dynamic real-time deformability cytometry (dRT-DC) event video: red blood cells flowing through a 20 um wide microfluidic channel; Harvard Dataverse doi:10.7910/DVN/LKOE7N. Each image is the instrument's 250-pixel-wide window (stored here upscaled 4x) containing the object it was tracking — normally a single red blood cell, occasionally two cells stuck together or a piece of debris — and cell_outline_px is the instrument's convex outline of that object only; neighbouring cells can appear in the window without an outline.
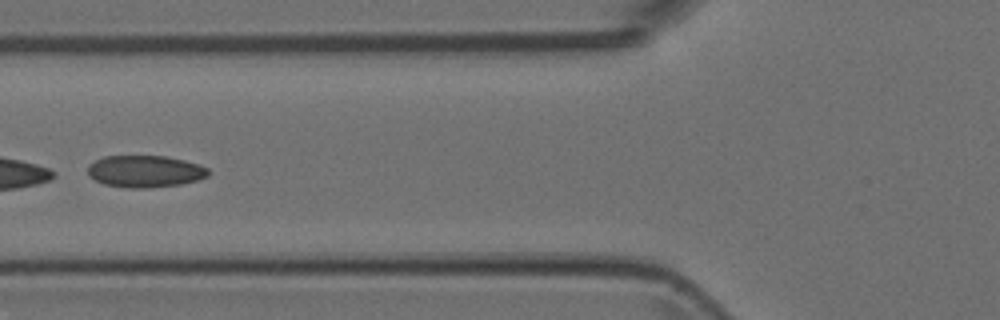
{"species": "Egyptian fruit bat (a non-hibernating species)", "species_latin": "Rousettus aegyptiacus", "temperature_condition": "room temperature", "stored_images_in_passage": 3, "camera_frame_rate_fps": 3000, "um_per_image_px": 0.085, "animal": {"sex": "female"}, "frame": {"image": 1, "passage_image": 2, "time_ms": 0.333, "image_size_px": [1000, 320], "cell_outline_px": [[208, 176], [196, 180], [180, 184], [144, 188], [128, 188], [104, 184], [88, 176], [88, 164], [104, 156], [168, 156], [200, 164], [208, 168]], "centroid_in_image_um": [12.32, 14.56], "position_along_channel_um": 113.5, "area_um2": 22.43}}
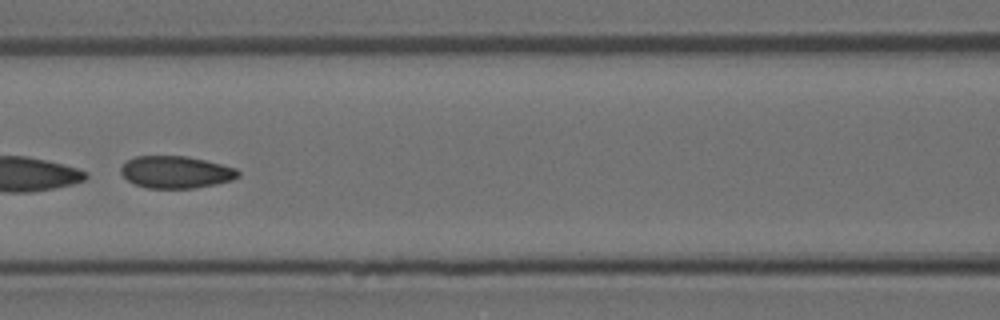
{"frame": {"image": 2, "passage_image": 3, "time_ms": 0.667, "image_size_px": [1000, 320], "cell_outline_px": [[240, 176], [232, 180], [216, 184], [196, 188], [148, 188], [136, 184], [128, 180], [120, 172], [120, 168], [128, 160], [136, 156], [188, 156], [236, 168], [240, 172]], "centroid_in_image_um": [14.97, 14.63], "position_along_channel_um": 151.6, "area_um2": 21.91}}